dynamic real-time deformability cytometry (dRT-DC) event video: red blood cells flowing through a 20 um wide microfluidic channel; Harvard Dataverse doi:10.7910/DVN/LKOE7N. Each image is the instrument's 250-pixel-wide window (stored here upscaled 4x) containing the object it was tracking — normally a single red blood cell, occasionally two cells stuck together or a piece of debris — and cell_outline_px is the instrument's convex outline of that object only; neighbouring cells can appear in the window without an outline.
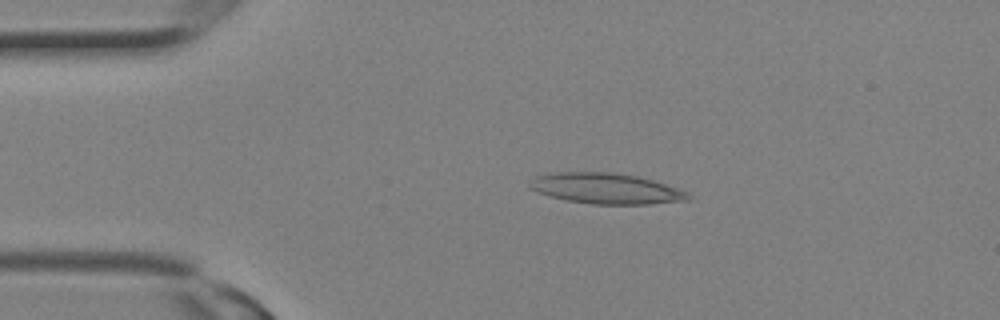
{"species": "Egyptian fruit bat (a non-hibernating species)", "species_latin": "Rousettus aegyptiacus", "temperature_condition": "room temperature", "stored_images_in_passage": 13, "camera_frame_rate_fps": 3000, "um_per_image_px": 0.085, "animal": {"sex": "female"}, "frame": {"image": 1, "passage_image": 5, "time_ms": 1.333, "image_size_px": [1000, 320], "cell_outline_px": [[692, 200], [652, 204], [592, 204], [568, 200], [548, 196], [536, 192], [528, 188], [528, 180], [536, 176], [556, 172], [616, 172], [636, 176], [652, 180], [688, 192], [692, 196]], "centroid_in_image_um": [51.49, 16.02], "position_along_channel_um": 33.5, "area_um2": 28.55}}
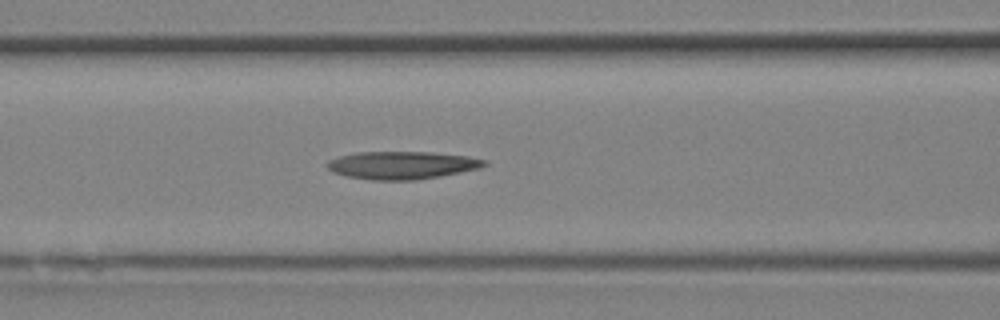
{"frame": {"image": 2, "passage_image": 11, "time_ms": 3.333, "image_size_px": [1000, 320], "cell_outline_px": [[488, 164], [480, 168], [436, 176], [412, 180], [372, 180], [348, 176], [332, 172], [328, 168], [328, 160], [340, 156], [356, 152], [432, 152], [468, 156], [488, 160]], "centroid_in_image_um": [34.17, 14.03], "position_along_channel_um": 132.4, "area_um2": 25.2}}
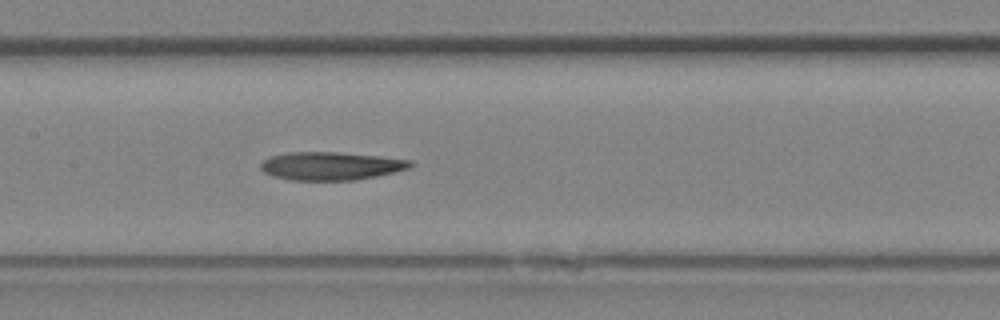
{"frame": {"image": 3, "passage_image": 13, "time_ms": 4.0, "image_size_px": [1000, 320], "cell_outline_px": [[416, 164], [412, 168], [356, 180], [292, 180], [276, 176], [264, 172], [260, 168], [260, 164], [268, 156], [284, 152], [340, 152], [380, 156], [412, 160]], "centroid_in_image_um": [28.16, 14.09], "position_along_channel_um": 179.2, "area_um2": 24.74}}